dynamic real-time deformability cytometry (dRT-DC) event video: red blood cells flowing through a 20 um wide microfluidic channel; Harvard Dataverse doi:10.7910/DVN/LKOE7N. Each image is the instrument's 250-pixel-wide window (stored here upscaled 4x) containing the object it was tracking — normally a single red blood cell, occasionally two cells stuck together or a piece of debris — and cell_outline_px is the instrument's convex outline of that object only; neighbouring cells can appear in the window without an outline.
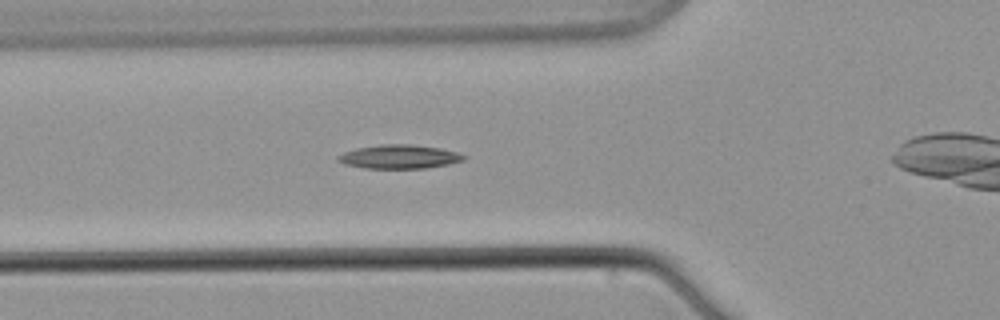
{"species": "common noctule bat (a hibernating species)", "species_latin": "Nyctalus noctula", "temperature_condition": "warm", "stored_images_in_passage": 6, "camera_frame_rate_fps": 3000, "um_per_image_px": 0.085, "animal": {"sex": "male", "body_mass_g": 21.5, "forearm_length_mm": 52.0}, "frame": {"image": 1, "passage_image": 5, "time_ms": 5.667, "image_size_px": [1000, 320], "cell_outline_px": [[468, 156], [464, 160], [448, 164], [424, 168], [364, 168], [344, 164], [336, 160], [336, 156], [344, 152], [356, 148], [380, 144], [408, 144], [440, 148], [456, 152]], "centroid_in_image_um": [33.91, 13.32], "position_along_channel_um": 91.9, "area_um2": 17.46}}